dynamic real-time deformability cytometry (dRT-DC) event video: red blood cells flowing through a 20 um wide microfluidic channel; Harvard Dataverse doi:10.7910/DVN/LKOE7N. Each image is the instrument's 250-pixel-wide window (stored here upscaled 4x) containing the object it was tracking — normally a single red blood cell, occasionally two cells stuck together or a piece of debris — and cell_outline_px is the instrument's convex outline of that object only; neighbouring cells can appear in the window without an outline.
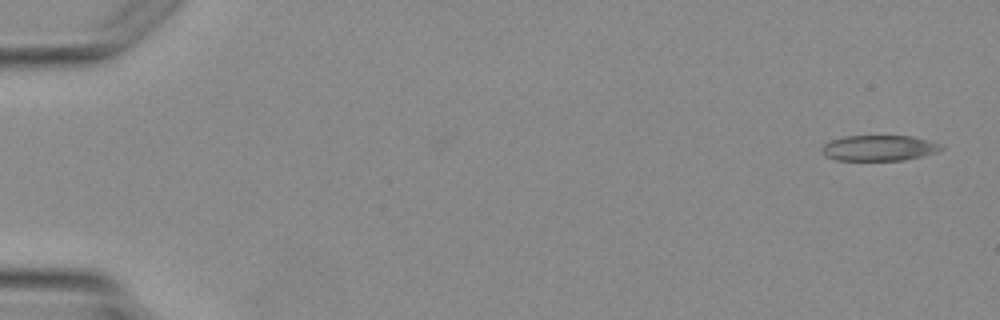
{"species": "Egyptian fruit bat (a non-hibernating species)", "species_latin": "Rousettus aegyptiacus", "temperature_condition": "warm", "stored_images_in_passage": 5, "camera_frame_rate_fps": 3000, "um_per_image_px": 0.085, "animal": {"sex": "female"}, "frame": {"image": 1, "passage_image": 1, "time_ms": 0.0, "image_size_px": [1000, 320], "cell_outline_px": [[944, 148], [936, 152], [904, 160], [836, 160], [824, 156], [820, 152], [820, 148], [824, 144], [832, 140], [844, 136], [912, 136], [928, 140], [940, 144]], "centroid_in_image_um": [74.66, 12.58], "position_along_channel_um": 10.3, "area_um2": 17.8}}